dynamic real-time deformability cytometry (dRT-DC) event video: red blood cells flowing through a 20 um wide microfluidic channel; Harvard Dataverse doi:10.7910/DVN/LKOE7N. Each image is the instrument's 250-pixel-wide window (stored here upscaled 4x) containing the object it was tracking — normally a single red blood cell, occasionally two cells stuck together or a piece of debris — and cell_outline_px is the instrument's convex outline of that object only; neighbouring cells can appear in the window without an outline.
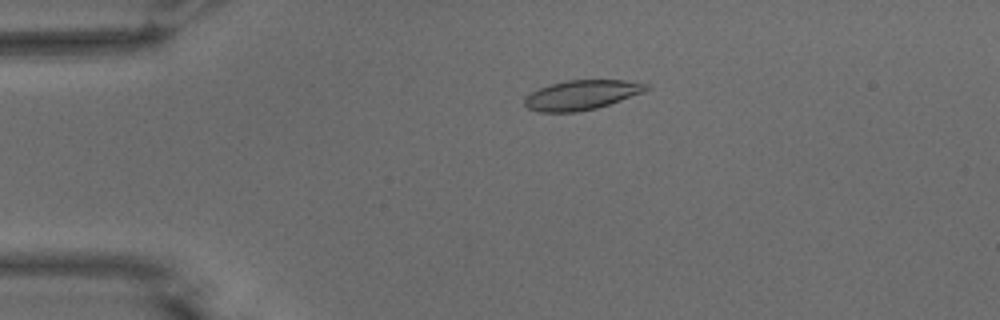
{"species": "common noctule bat (a hibernating species)", "species_latin": "Nyctalus noctula", "temperature_condition": "warm", "stored_images_in_passage": 54, "camera_frame_rate_fps": 3000, "um_per_image_px": 0.085, "animal": {"sex": "male", "body_mass_g": 15.6}, "frame": {"image": 1, "passage_image": 12, "time_ms": 3.667, "image_size_px": [1000, 320], "cell_outline_px": [[652, 88], [644, 92], [596, 108], [576, 112], [540, 112], [528, 108], [524, 104], [524, 96], [548, 84], [564, 80], [624, 80], [648, 84]], "centroid_in_image_um": [49.42, 8.06], "position_along_channel_um": 35.6, "area_um2": 21.04}}
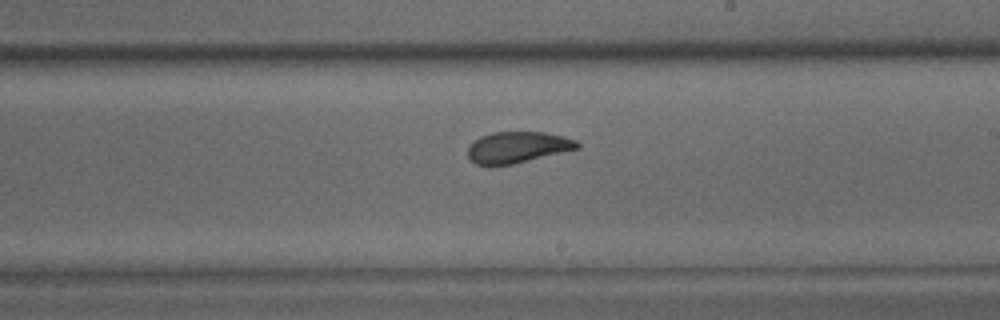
{"frame": {"image": 2, "passage_image": 32, "time_ms": 10.333, "image_size_px": [1000, 320], "cell_outline_px": [[580, 148], [512, 164], [476, 164], [468, 156], [468, 148], [480, 136], [492, 132], [544, 132], [564, 136], [576, 140], [580, 144]], "centroid_in_image_um": [44.03, 12.5], "position_along_channel_um": 245.0, "area_um2": 19.59}}
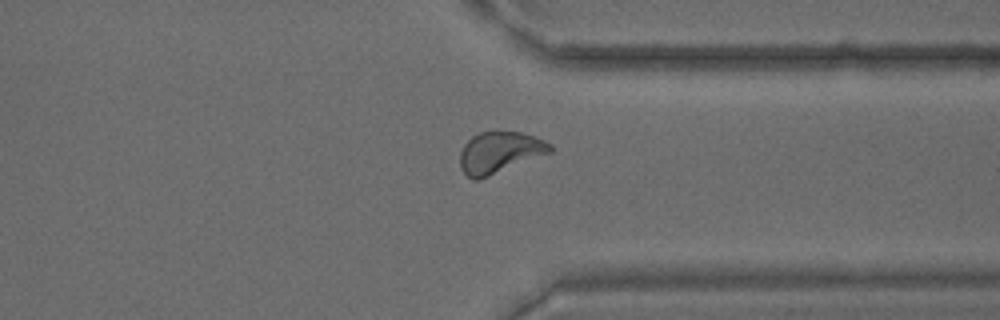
{"frame": {"image": 3, "passage_image": 42, "time_ms": 13.667, "image_size_px": [1000, 320], "cell_outline_px": [[552, 152], [488, 176], [476, 180], [472, 180], [460, 168], [460, 152], [464, 144], [472, 136], [480, 132], [520, 132], [536, 136], [552, 144]], "centroid_in_image_um": [42.47, 12.95], "position_along_channel_um": 368.9, "area_um2": 21.62}, "authors_computed_cell_mechanics": {"area_um2": 21.2993, "velocity_mm_per_s": 3.7434, "shape_relaxation_time_tau1_ms": 4.3845, "shape_relaxation_time_tau2_ms": 1.2076, "deformation_change_tau1": 0.1348, "deformation_change_tau2": 0.0673}}